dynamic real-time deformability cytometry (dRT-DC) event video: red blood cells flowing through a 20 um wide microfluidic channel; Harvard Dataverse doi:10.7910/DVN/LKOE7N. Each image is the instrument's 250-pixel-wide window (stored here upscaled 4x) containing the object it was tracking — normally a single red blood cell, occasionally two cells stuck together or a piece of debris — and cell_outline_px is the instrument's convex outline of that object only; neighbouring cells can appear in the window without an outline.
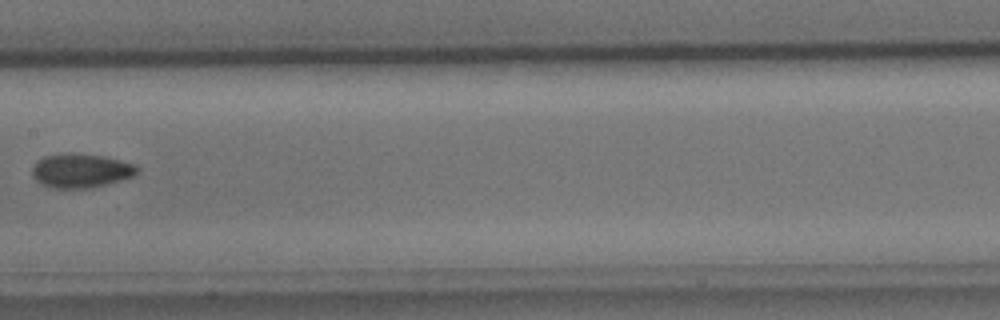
{"species": "common noctule bat (a hibernating species)", "species_latin": "Nyctalus noctula", "temperature_condition": "cold", "stored_images_in_passage": 9, "camera_frame_rate_fps": 3000, "um_per_image_px": 0.085, "animal": {"sex": "male", "body_mass_g": 15.6}, "frame": {"image": 1, "passage_image": 8, "time_ms": 8.333, "image_size_px": [1000, 320], "cell_outline_px": [[140, 168], [132, 176], [104, 184], [88, 188], [52, 188], [36, 180], [32, 176], [32, 168], [36, 160], [44, 156], [68, 152], [72, 152], [104, 156], [136, 164]], "centroid_in_image_um": [6.84, 14.48], "position_along_channel_um": 200.6, "area_um2": 20.81}}
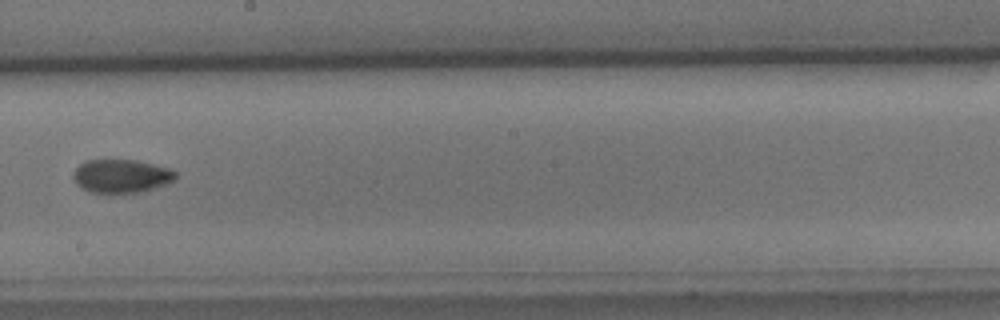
{"frame": {"image": 2, "passage_image": 9, "time_ms": 9.333, "image_size_px": [1000, 320], "cell_outline_px": [[176, 176], [168, 184], [144, 192], [112, 196], [88, 192], [76, 184], [72, 176], [72, 172], [80, 164], [88, 160], [136, 160], [168, 168], [176, 172]], "centroid_in_image_um": [10.27, 15.02], "position_along_channel_um": 237.9, "area_um2": 20.69}}